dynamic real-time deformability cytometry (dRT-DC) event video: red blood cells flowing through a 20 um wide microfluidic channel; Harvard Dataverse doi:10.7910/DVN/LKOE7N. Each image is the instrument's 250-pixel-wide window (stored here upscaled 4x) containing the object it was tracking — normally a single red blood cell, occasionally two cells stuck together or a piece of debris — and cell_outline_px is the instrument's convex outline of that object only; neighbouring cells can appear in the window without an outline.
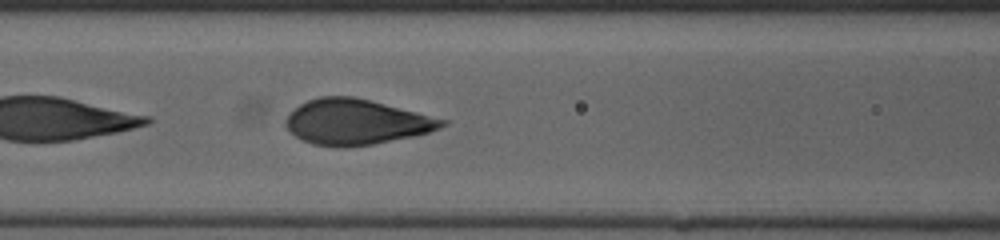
{"species": "human", "species_latin": "Homo sapiens", "temperature_condition": "cold", "stored_images_in_passage": 30, "camera_frame_rate_fps": 3000, "um_per_image_px": 0.085, "donor": {"sex": "female"}, "frame": {"image": 1, "passage_image": 19, "time_ms": 6.0, "image_size_px": [1000, 240], "cell_outline_px": [[448, 124], [440, 128], [416, 136], [372, 144], [344, 148], [336, 148], [312, 144], [296, 136], [284, 124], [284, 120], [300, 104], [308, 100], [320, 96], [352, 96], [448, 120]], "centroid_in_image_um": [30.27, 10.38], "position_along_channel_um": 136.3, "area_um2": 41.1}}
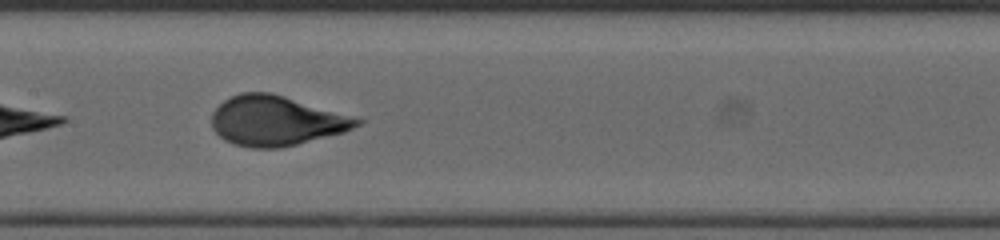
{"frame": {"image": 2, "passage_image": 22, "time_ms": 7.0, "image_size_px": [1000, 240], "cell_outline_px": [[364, 120], [360, 124], [344, 132], [280, 148], [252, 148], [232, 144], [224, 140], [212, 128], [212, 112], [224, 100], [240, 92], [268, 92]], "centroid_in_image_um": [23.4, 10.28], "position_along_channel_um": 184.0, "area_um2": 41.5}}
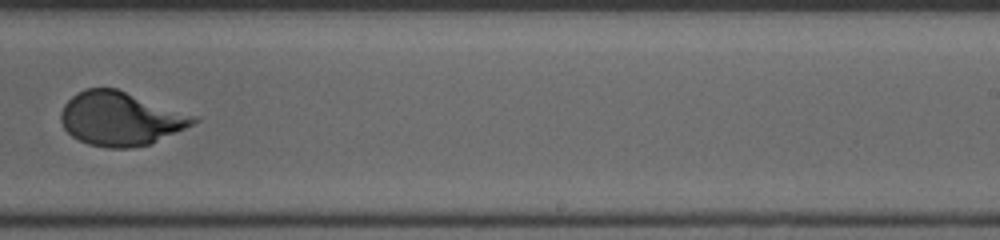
{"frame": {"image": 3, "passage_image": 28, "time_ms": 9.0, "image_size_px": [1000, 240], "cell_outline_px": [[200, 120], [152, 144], [132, 148], [108, 148], [88, 144], [72, 136], [64, 128], [60, 120], [60, 112], [64, 104], [76, 92], [84, 88], [116, 88], [200, 116]], "centroid_in_image_um": [10.26, 10.08], "position_along_channel_um": 278.7, "area_um2": 41.96}}